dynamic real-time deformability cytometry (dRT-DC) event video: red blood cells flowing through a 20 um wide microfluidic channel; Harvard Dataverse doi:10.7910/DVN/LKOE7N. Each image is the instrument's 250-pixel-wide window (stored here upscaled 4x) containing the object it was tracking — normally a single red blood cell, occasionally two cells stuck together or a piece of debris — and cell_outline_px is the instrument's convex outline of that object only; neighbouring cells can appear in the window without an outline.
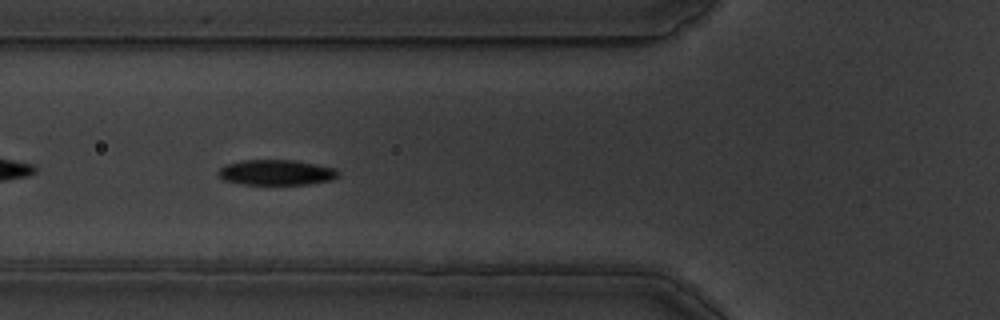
{"species": "common noctule bat (a hibernating species)", "species_latin": "Nyctalus noctula", "temperature_condition": "warm", "stored_images_in_passage": 34, "camera_frame_rate_fps": 3000, "um_per_image_px": 0.085, "animal": {"sex": "male", "body_mass_g": 19.5, "forearm_length_mm": 54.6}, "frame": {"image": 1, "passage_image": 6, "time_ms": 1.667, "image_size_px": [1000, 320], "cell_outline_px": [[340, 176], [332, 180], [308, 184], [240, 184], [224, 180], [216, 172], [224, 164], [244, 160], [296, 160], [336, 168], [340, 172]], "centroid_in_image_um": [23.51, 14.65], "position_along_channel_um": 102.3, "area_um2": 17.92}}
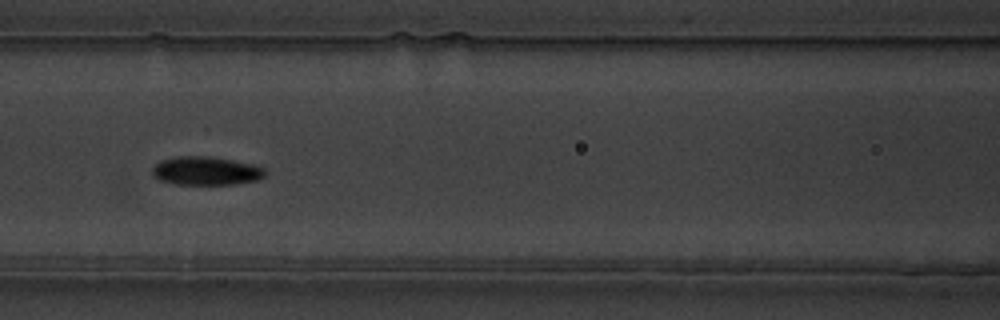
{"frame": {"image": 2, "passage_image": 10, "time_ms": 3.0, "image_size_px": [1000, 320], "cell_outline_px": [[264, 176], [256, 180], [236, 184], [176, 184], [160, 180], [152, 176], [152, 168], [160, 160], [176, 156], [208, 156], [232, 160], [252, 164], [264, 168]], "centroid_in_image_um": [17.46, 14.52], "position_along_channel_um": 149.1, "area_um2": 18.67}, "authors_computed_cell_mechanics": {"area_um2": 18.207, "velocity_mm_per_s": 3.5016, "shape_relaxation_time_tau1_ms": 3.3381, "shape_relaxation_time_tau2_ms": 5.6695, "deformation_change_tau1": 0.1435, "deformation_change_tau2": 0.0446}}